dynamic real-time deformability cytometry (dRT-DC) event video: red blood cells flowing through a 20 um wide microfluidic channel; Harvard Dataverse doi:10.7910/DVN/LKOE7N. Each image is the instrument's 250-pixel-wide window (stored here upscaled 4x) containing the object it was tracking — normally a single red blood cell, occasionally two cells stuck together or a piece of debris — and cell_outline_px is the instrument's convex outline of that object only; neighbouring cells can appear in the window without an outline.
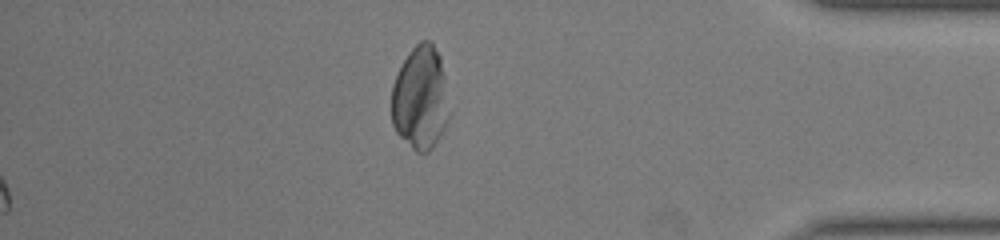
{"species": "common noctule bat (a hibernating species)", "species_latin": "Nyctalus noctula", "temperature_condition": "warm", "stored_images_in_passage": 42, "segment_of_instrument_passage": [2, 2], "camera_frame_rate_fps": 3000, "um_per_image_px": 0.085, "animal": {"sex": "male", "body_mass_g": 19.0, "forearm_length_mm": 50.8}, "frame": {"image": 1, "passage_image": 42, "time_ms": 13.667, "image_size_px": [1000, 240], "cell_outline_px": [[444, 128], [440, 136], [432, 148], [428, 152], [416, 152], [396, 132], [392, 124], [392, 84], [408, 52], [420, 40], [432, 40], [440, 56], [444, 76]], "centroid_in_image_um": [35.66, 8.29], "position_along_channel_um": 399.5, "area_um2": 33.76}}